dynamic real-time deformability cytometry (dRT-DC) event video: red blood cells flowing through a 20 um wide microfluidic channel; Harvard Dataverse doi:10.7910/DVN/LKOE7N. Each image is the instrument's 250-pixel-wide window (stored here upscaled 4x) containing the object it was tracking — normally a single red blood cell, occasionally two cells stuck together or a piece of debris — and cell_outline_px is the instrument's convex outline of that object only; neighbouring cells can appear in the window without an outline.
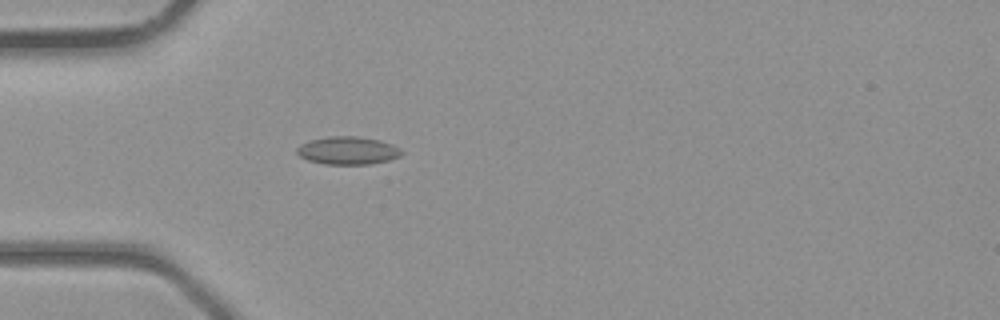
{"species": "common noctule bat (a hibernating species)", "species_latin": "Nyctalus noctula", "temperature_condition": "room temperature", "stored_images_in_passage": 29, "camera_frame_rate_fps": 3000, "um_per_image_px": 0.085, "animal": {"sex": "male", "body_mass_g": 23.1, "forearm_length_mm": 52.7}, "frame": {"image": 1, "passage_image": 6, "time_ms": 1.667, "image_size_px": [1000, 320], "cell_outline_px": [[404, 152], [400, 156], [388, 160], [372, 164], [324, 164], [308, 160], [300, 156], [296, 152], [296, 148], [300, 144], [308, 140], [328, 136], [356, 136], [380, 140], [392, 144], [400, 148]], "centroid_in_image_um": [29.56, 12.79], "position_along_channel_um": 55.4, "area_um2": 17.17}}
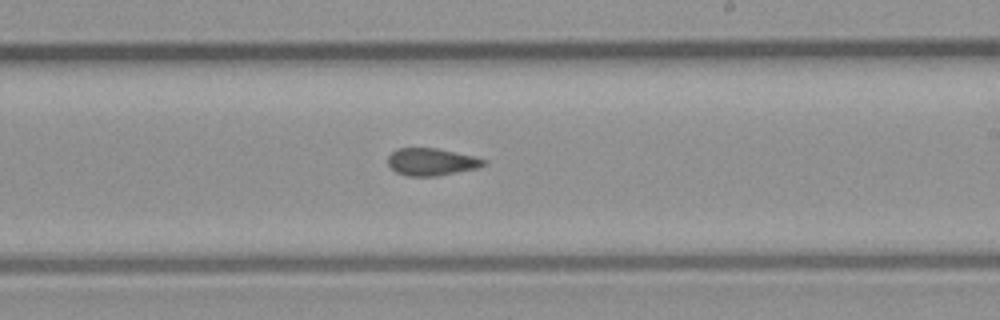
{"frame": {"image": 2, "passage_image": 18, "time_ms": 5.667, "image_size_px": [1000, 320], "cell_outline_px": [[484, 164], [476, 168], [436, 176], [408, 176], [396, 172], [388, 164], [388, 156], [392, 152], [400, 148], [436, 148], [472, 156], [484, 160]], "centroid_in_image_um": [36.61, 13.76], "position_along_channel_um": 252.4, "area_um2": 14.85}}
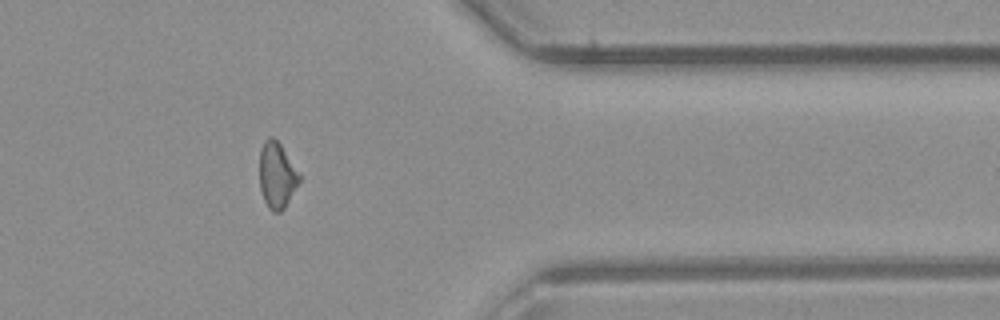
{"frame": {"image": 3, "passage_image": 27, "time_ms": 8.667, "image_size_px": [1000, 320], "cell_outline_px": [[300, 180], [284, 208], [280, 212], [272, 212], [268, 208], [264, 200], [260, 188], [260, 148], [264, 140], [268, 136], [272, 136], [280, 144], [300, 176]], "centroid_in_image_um": [23.5, 14.9], "position_along_channel_um": 387.9, "area_um2": 15.03}}